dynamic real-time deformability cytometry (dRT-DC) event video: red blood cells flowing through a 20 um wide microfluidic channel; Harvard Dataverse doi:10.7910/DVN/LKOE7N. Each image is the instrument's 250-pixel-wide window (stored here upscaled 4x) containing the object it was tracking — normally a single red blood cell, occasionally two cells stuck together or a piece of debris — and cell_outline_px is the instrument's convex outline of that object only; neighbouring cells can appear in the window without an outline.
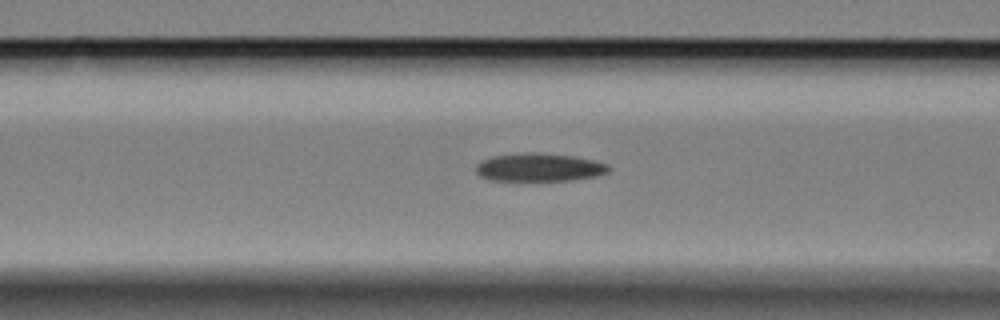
{"species": "Egyptian fruit bat (a non-hibernating species)", "species_latin": "Rousettus aegyptiacus", "temperature_condition": "cold", "stored_images_in_passage": 7, "camera_frame_rate_fps": 3000, "um_per_image_px": 0.085, "animal": {"sex": "female"}, "frame": {"image": 1, "passage_image": 6, "time_ms": 1.667, "image_size_px": [1000, 320], "cell_outline_px": [[612, 168], [608, 172], [596, 176], [572, 180], [488, 180], [480, 176], [476, 172], [476, 164], [480, 160], [492, 156], [528, 152], [540, 152], [576, 156], [608, 164]], "centroid_in_image_um": [45.83, 14.21], "position_along_channel_um": 120.8, "area_um2": 21.96}}